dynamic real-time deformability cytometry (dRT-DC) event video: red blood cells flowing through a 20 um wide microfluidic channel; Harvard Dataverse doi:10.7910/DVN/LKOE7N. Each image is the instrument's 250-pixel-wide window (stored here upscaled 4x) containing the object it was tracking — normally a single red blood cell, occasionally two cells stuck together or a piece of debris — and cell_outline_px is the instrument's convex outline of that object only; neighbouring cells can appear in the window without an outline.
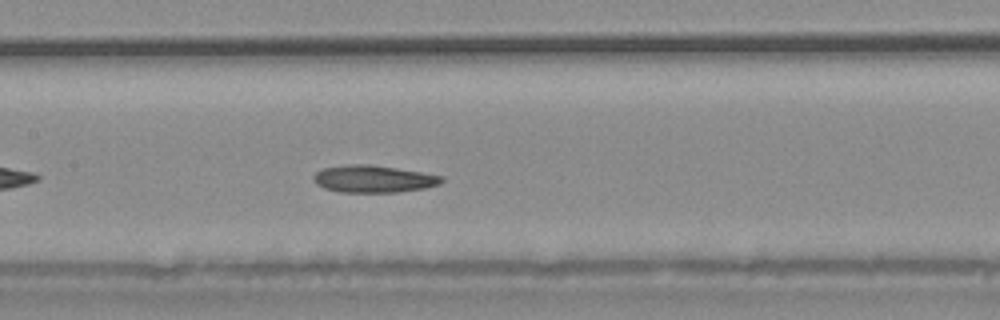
{"species": "common noctule bat (a hibernating species)", "species_latin": "Nyctalus noctula", "temperature_condition": "warm", "stored_images_in_passage": 30, "camera_frame_rate_fps": 3000, "um_per_image_px": 0.085, "animal": {"sex": "male", "body_mass_g": 20.4}, "frame": {"image": 1, "passage_image": 9, "time_ms": 2.667, "image_size_px": [1000, 320], "cell_outline_px": [[444, 180], [440, 184], [424, 188], [396, 192], [340, 192], [324, 188], [316, 184], [312, 180], [312, 176], [316, 172], [324, 168], [348, 164], [368, 164], [396, 168], [444, 176]], "centroid_in_image_um": [31.72, 15.21], "position_along_channel_um": 175.7, "area_um2": 20.29}}